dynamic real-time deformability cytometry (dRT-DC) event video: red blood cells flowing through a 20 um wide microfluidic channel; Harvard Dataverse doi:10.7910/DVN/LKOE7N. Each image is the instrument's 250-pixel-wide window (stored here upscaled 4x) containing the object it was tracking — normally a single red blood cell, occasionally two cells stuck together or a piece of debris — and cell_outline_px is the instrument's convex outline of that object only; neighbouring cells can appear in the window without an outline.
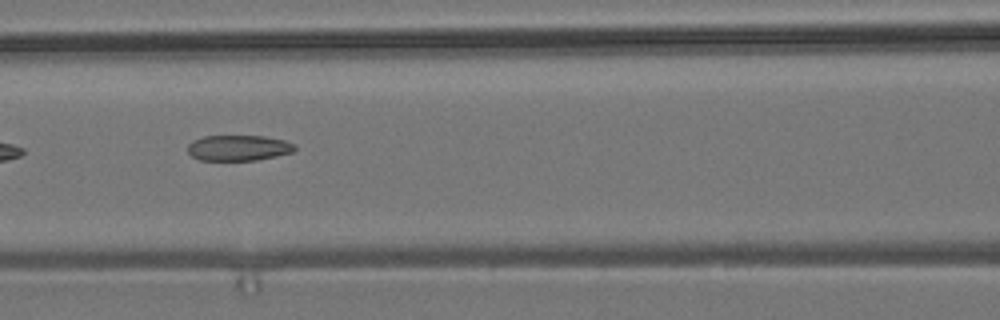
{"species": "common noctule bat (a hibernating species)", "species_latin": "Nyctalus noctula", "temperature_condition": "room temperature", "stored_images_in_passage": 10, "camera_frame_rate_fps": 3000, "um_per_image_px": 0.085, "animal": {"sex": "male", "body_mass_g": 19.2, "forearm_length_mm": 51.8}, "frame": {"image": 1, "passage_image": 6, "time_ms": 6.667, "image_size_px": [1000, 320], "cell_outline_px": [[296, 148], [292, 152], [276, 156], [256, 160], [200, 160], [192, 156], [188, 152], [188, 144], [192, 140], [204, 136], [264, 136], [284, 140], [296, 144]], "centroid_in_image_um": [20.27, 12.56], "position_along_channel_um": 146.3, "area_um2": 16.01}}
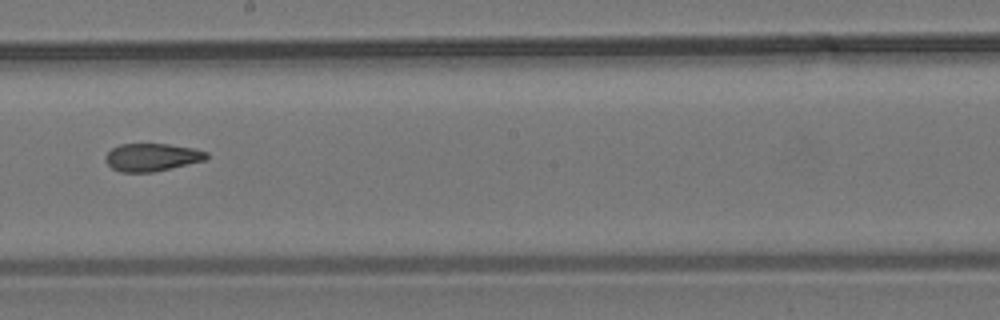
{"frame": {"image": 2, "passage_image": 8, "time_ms": 9.0, "image_size_px": [1000, 320], "cell_outline_px": [[208, 156], [204, 160], [152, 172], [120, 172], [112, 168], [104, 160], [104, 156], [112, 148], [120, 144], [168, 144], [196, 148], [208, 152]], "centroid_in_image_um": [12.89, 13.35], "position_along_channel_um": 235.3, "area_um2": 16.3}}
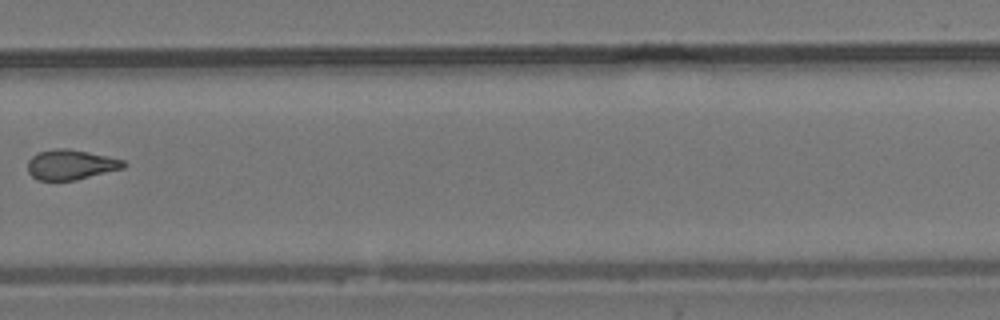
{"frame": {"image": 3, "passage_image": 10, "time_ms": 11.333, "image_size_px": [1000, 320], "cell_outline_px": [[128, 164], [124, 168], [76, 180], [36, 180], [28, 172], [28, 160], [32, 156], [40, 152], [52, 148], [68, 148], [108, 156], [124, 160]], "centroid_in_image_um": [6.03, 13.99], "position_along_channel_um": 323.8, "area_um2": 16.88}}